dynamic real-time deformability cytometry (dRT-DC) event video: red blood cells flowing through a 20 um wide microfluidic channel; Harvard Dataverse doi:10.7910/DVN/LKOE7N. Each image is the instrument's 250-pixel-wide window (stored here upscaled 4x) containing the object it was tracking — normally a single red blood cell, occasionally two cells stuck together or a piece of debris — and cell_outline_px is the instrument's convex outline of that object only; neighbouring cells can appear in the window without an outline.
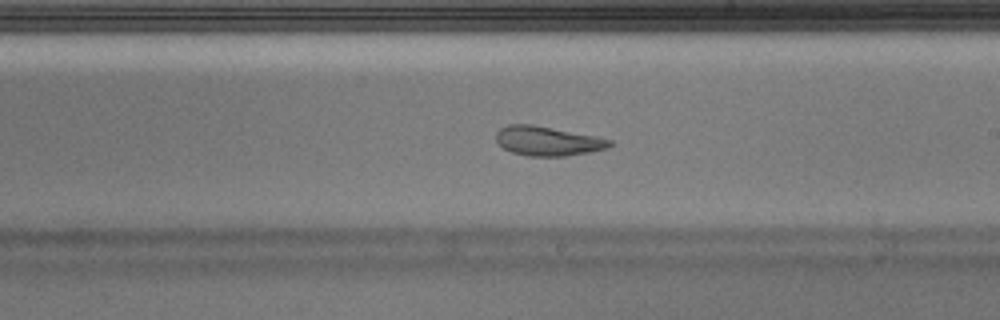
{"species": "Egyptian fruit bat (a non-hibernating species)", "species_latin": "Rousettus aegyptiacus", "temperature_condition": "warm", "stored_images_in_passage": 50, "camera_frame_rate_fps": 3000, "um_per_image_px": 0.085, "animal": {"sex": "male"}, "frame": {"image": 1, "passage_image": 29, "time_ms": 9.333, "image_size_px": [1000, 320], "cell_outline_px": [[612, 144], [608, 148], [592, 152], [564, 156], [528, 156], [512, 152], [504, 148], [496, 140], [496, 132], [500, 128], [508, 124], [532, 124], [596, 136], [612, 140]], "centroid_in_image_um": [46.56, 11.98], "position_along_channel_um": 242.4, "area_um2": 19.48}, "authors_computed_cell_mechanics": {"area_um2": 21.1548, "velocity_mm_per_s": 4.0143, "shape_relaxation_time_tau1_ms": null, "shape_relaxation_time_tau2_ms": 1.9051, "deformation_change_tau1": null, "deformation_change_tau2": 0.0794}}